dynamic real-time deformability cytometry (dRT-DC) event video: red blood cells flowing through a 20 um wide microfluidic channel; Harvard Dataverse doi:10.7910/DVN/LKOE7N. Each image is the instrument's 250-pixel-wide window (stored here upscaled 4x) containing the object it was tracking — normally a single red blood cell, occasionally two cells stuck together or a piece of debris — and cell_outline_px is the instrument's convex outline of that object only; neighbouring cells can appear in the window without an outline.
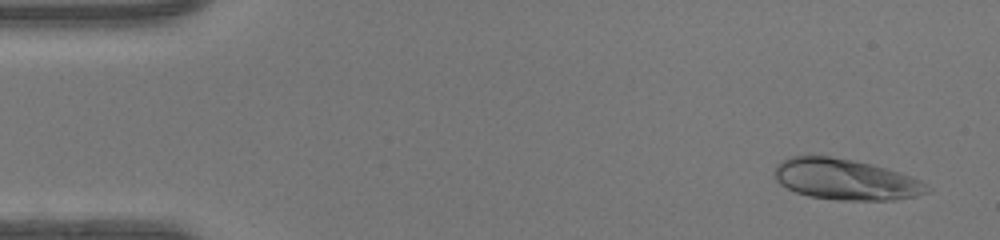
{"species": "human", "species_latin": "Homo sapiens", "temperature_condition": "warm", "stored_images_in_passage": 47, "camera_frame_rate_fps": 3000, "um_per_image_px": 0.085, "donor": {"sex": "female"}, "frame": {"image": 1, "passage_image": 3, "time_ms": 0.667, "image_size_px": [1000, 240], "cell_outline_px": [[932, 188], [928, 192], [916, 196], [896, 200], [836, 200], [808, 196], [796, 192], [780, 184], [776, 180], [776, 164], [788, 156], [828, 156], [852, 160], [872, 164], [912, 176], [928, 184]], "centroid_in_image_um": [71.9, 15.26], "position_along_channel_um": 13.1, "area_um2": 36.41}}
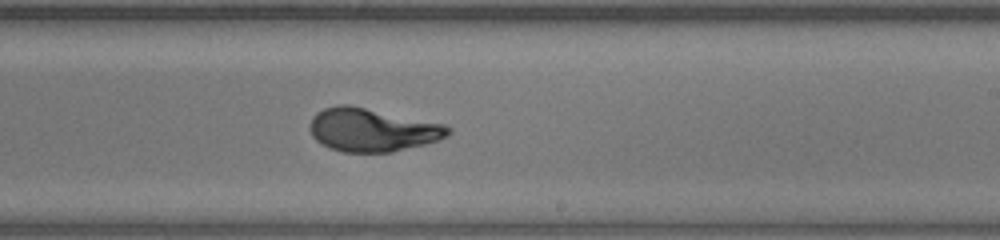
{"frame": {"image": 2, "passage_image": 28, "time_ms": 9.0, "image_size_px": [1000, 240], "cell_outline_px": [[452, 132], [448, 136], [424, 144], [392, 152], [344, 152], [328, 148], [320, 144], [312, 136], [312, 116], [316, 112], [324, 108], [336, 104], [348, 104], [444, 124], [452, 128]], "centroid_in_image_um": [31.63, 11.04], "position_along_channel_um": 257.4, "area_um2": 34.74}}
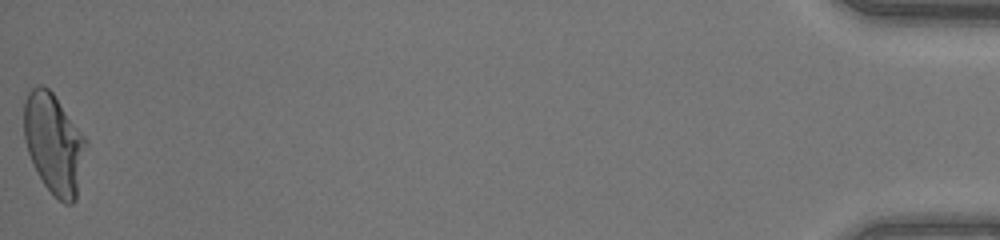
{"frame": {"image": 3, "passage_image": 47, "time_ms": 15.333, "image_size_px": [1000, 240], "cell_outline_px": [[88, 144], [76, 200], [72, 204], [64, 204], [44, 184], [28, 152], [24, 140], [24, 104], [28, 92], [32, 88], [40, 84], [44, 84], [52, 92], [88, 140]], "centroid_in_image_um": [4.61, 12.19], "position_along_channel_um": 430.6, "area_um2": 36.13}, "authors_computed_cell_mechanics": {"area_um2": 34.7378, "velocity_mm_per_s": 4.3969, "shape_relaxation_time_tau1_ms": 3.7439, "shape_relaxation_time_tau2_ms": null, "deformation_change_tau1": 0.2363, "deformation_change_tau2": null}}